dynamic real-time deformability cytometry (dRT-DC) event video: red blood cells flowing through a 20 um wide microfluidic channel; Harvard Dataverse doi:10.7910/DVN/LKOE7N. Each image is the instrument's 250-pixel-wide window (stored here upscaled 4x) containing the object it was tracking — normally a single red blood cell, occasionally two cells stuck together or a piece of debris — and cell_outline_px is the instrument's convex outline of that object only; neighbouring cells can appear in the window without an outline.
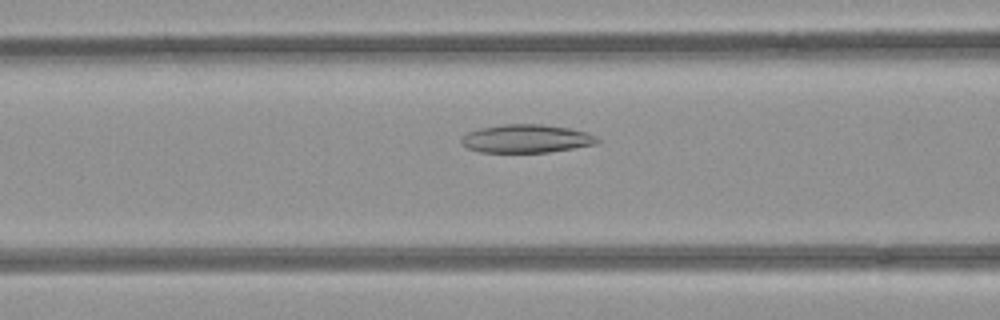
{"species": "common noctule bat (a hibernating species)", "species_latin": "Nyctalus noctula", "temperature_condition": "room temperature", "stored_images_in_passage": 40, "camera_frame_rate_fps": 3000, "um_per_image_px": 0.085, "animal": {"sex": "female", "body_mass_g": 21.9}, "frame": {"image": 1, "passage_image": 9, "time_ms": 2.667, "image_size_px": [1000, 320], "cell_outline_px": [[600, 144], [548, 152], [480, 152], [468, 148], [460, 144], [460, 136], [468, 132], [480, 128], [504, 124], [540, 124], [568, 128], [588, 132], [596, 136], [600, 140]], "centroid_in_image_um": [44.74, 11.79], "position_along_channel_um": 121.9, "area_um2": 22.6}}
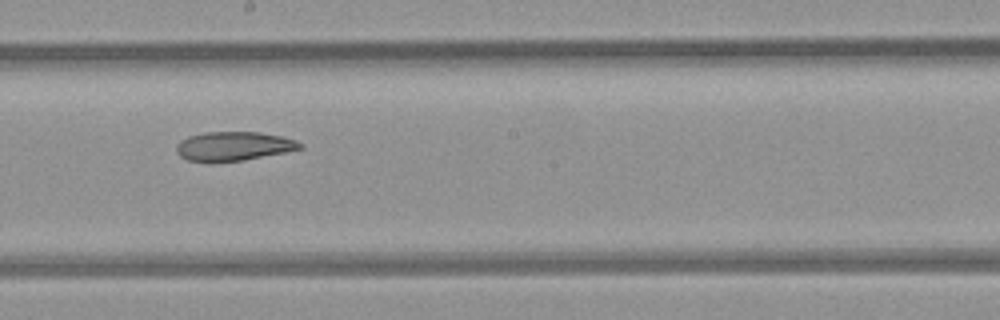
{"frame": {"image": 2, "passage_image": 17, "time_ms": 5.333, "image_size_px": [1000, 320], "cell_outline_px": [[304, 148], [244, 160], [208, 164], [188, 160], [180, 156], [176, 152], [176, 144], [188, 136], [204, 132], [260, 132], [284, 136], [296, 140], [304, 144]], "centroid_in_image_um": [19.84, 12.44], "position_along_channel_um": 228.4, "area_um2": 21.44}}
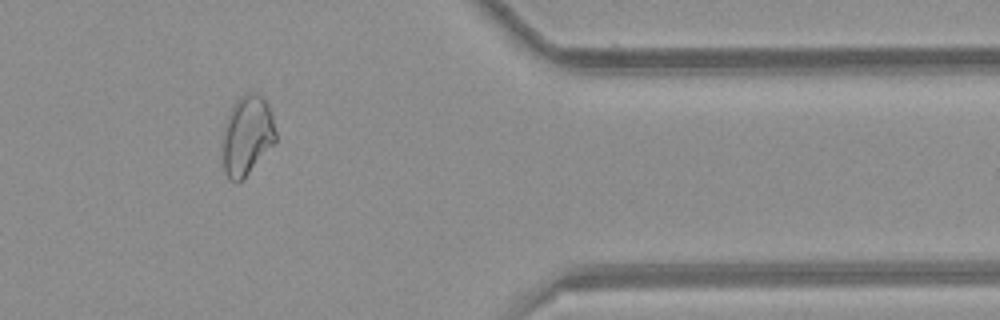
{"frame": {"image": 3, "passage_image": 31, "time_ms": 10.0, "image_size_px": [1000, 320], "cell_outline_px": [[276, 140], [248, 172], [236, 184], [228, 180], [224, 172], [220, 148], [220, 144], [224, 124], [232, 104], [244, 92], [256, 92], [268, 104], [272, 112], [276, 132]], "centroid_in_image_um": [20.93, 11.49], "position_along_channel_um": 390.5, "area_um2": 25.14}, "authors_computed_cell_mechanics": {"area_um2": 22.9466, "velocity_mm_per_s": 3.9818, "shape_relaxation_time_tau1_ms": null, "shape_relaxation_time_tau2_ms": 6.6521, "deformation_change_tau1": null, "deformation_change_tau2": 0.1372}}